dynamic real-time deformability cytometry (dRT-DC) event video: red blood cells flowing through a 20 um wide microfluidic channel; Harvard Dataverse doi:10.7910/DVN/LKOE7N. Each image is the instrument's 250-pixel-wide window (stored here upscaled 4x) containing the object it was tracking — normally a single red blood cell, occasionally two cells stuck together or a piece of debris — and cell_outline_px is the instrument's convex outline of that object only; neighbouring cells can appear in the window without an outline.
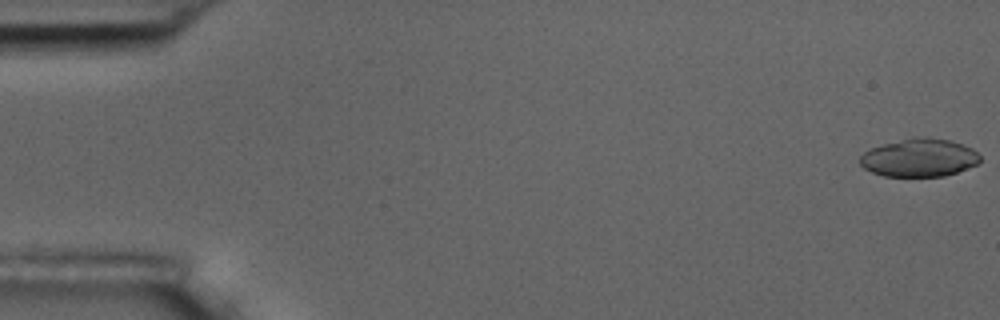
{"species": "common noctule bat (a hibernating species)", "species_latin": "Nyctalus noctula", "temperature_condition": "room temperature", "stored_images_in_passage": 6, "camera_frame_rate_fps": 3000, "um_per_image_px": 0.085, "animal": {"sex": "male", "body_mass_g": 17.5, "forearm_length_mm": 52.3}, "frame": {"image": 1, "passage_image": 1, "time_ms": 0.0, "image_size_px": [1000, 320], "cell_outline_px": [[980, 160], [976, 164], [956, 172], [944, 176], [884, 176], [872, 172], [864, 168], [860, 164], [860, 156], [864, 152], [872, 148], [884, 144], [912, 136], [928, 136], [948, 140], [964, 144], [972, 148], [980, 156]], "centroid_in_image_um": [78.13, 13.39], "position_along_channel_um": 6.9, "area_um2": 26.65}}
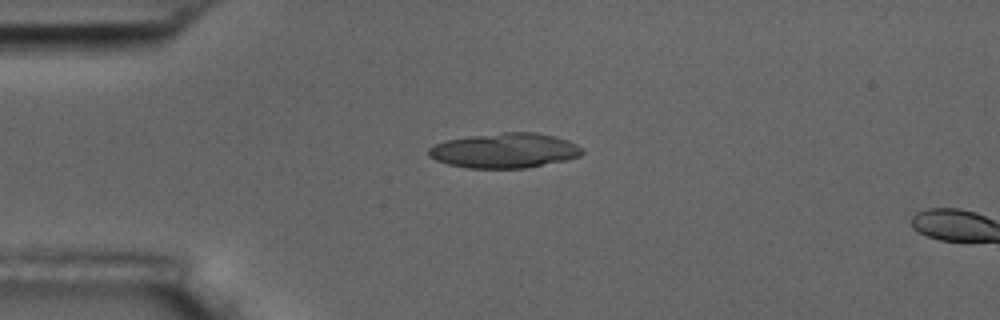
{"frame": {"image": 2, "passage_image": 5, "time_ms": 4.333, "image_size_px": [1000, 320], "cell_outline_px": [[584, 152], [580, 156], [564, 160], [524, 168], [468, 168], [448, 164], [436, 160], [428, 156], [428, 148], [444, 140], [472, 136], [504, 132], [536, 132], [556, 136], [568, 140], [576, 144]], "centroid_in_image_um": [42.88, 12.79], "position_along_channel_um": 42.1, "area_um2": 31.1}}